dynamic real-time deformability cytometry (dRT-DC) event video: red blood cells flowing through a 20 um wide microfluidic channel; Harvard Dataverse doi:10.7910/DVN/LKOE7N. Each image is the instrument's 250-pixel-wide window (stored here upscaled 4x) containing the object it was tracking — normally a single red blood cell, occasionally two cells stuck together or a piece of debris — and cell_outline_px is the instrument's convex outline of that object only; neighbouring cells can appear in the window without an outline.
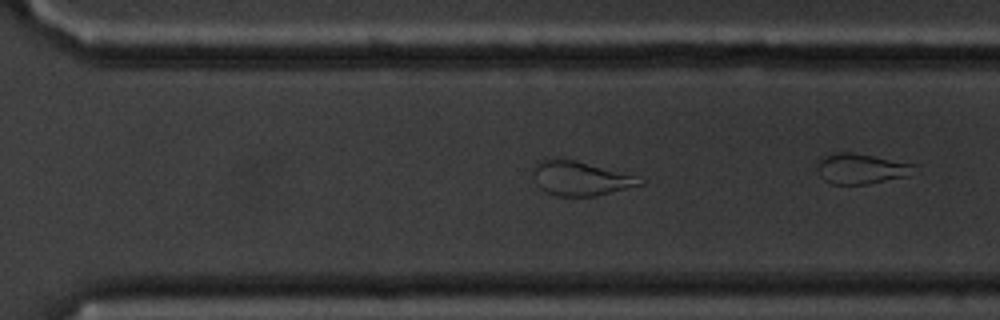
{"species": "common noctule bat (a hibernating species)", "species_latin": "Nyctalus noctula", "temperature_condition": "cold", "stored_images_in_passage": 35, "camera_frame_rate_fps": 3000, "um_per_image_px": 0.085, "animal": {"sex": "male", "body_mass_g": 20.1, "forearm_length_mm": 53.5}, "frame": {"image": 1, "passage_image": 30, "time_ms": 9.667, "image_size_px": [1000, 320], "cell_outline_px": [[644, 184], [592, 196], [556, 196], [544, 192], [536, 184], [532, 172], [532, 168], [536, 160], [576, 160], [632, 176], [644, 180]], "centroid_in_image_um": [49.23, 15.18], "position_along_channel_um": 321.4, "area_um2": 20.81}}
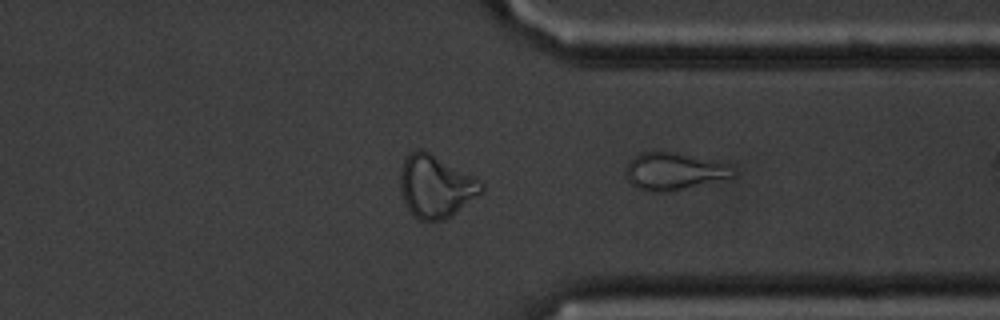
{"frame": {"image": 2, "passage_image": 35, "time_ms": 11.333, "image_size_px": [1000, 320], "cell_outline_px": [[736, 176], [672, 192], [648, 192], [636, 188], [628, 180], [624, 172], [632, 156], [640, 152], [656, 148], [728, 164], [736, 172]], "centroid_in_image_um": [57.23, 14.55], "position_along_channel_um": 354.2, "area_um2": 23.99}}